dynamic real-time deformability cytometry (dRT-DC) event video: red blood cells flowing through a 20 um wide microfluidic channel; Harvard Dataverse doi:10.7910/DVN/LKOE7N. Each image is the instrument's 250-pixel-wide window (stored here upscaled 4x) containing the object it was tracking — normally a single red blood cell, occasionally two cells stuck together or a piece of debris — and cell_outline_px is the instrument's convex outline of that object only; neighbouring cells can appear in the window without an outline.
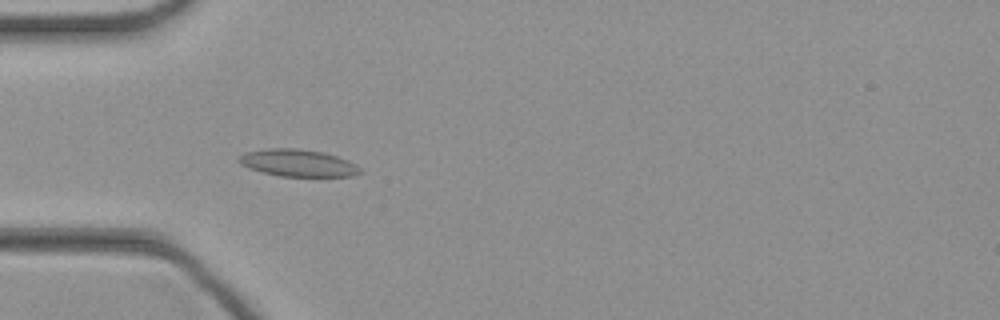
{"species": "common noctule bat (a hibernating species)", "species_latin": "Nyctalus noctula", "temperature_condition": "cold", "stored_images_in_passage": 40, "camera_frame_rate_fps": 3000, "um_per_image_px": 0.085, "animal": {"sex": "female", "body_mass_g": 21.9}, "frame": {"image": 1, "passage_image": 8, "time_ms": 2.333, "image_size_px": [1000, 320], "cell_outline_px": [[364, 172], [352, 176], [280, 176], [248, 168], [240, 164], [236, 160], [236, 156], [244, 152], [268, 148], [296, 148], [324, 152], [348, 160], [356, 164]], "centroid_in_image_um": [25.29, 13.84], "position_along_channel_um": 59.7, "area_um2": 19.36}}
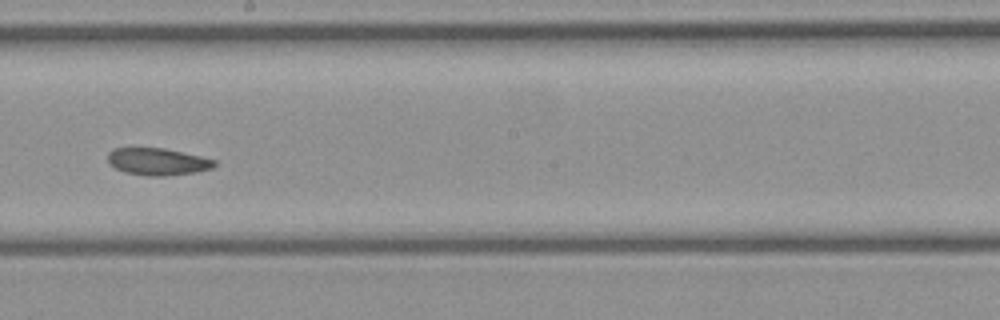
{"frame": {"image": 2, "passage_image": 20, "time_ms": 6.333, "image_size_px": [1000, 320], "cell_outline_px": [[216, 164], [212, 168], [196, 172], [164, 176], [148, 176], [124, 172], [108, 164], [108, 152], [112, 148], [164, 148], [200, 156], [216, 160]], "centroid_in_image_um": [13.37, 13.74], "position_along_channel_um": 234.8, "area_um2": 16.88}}
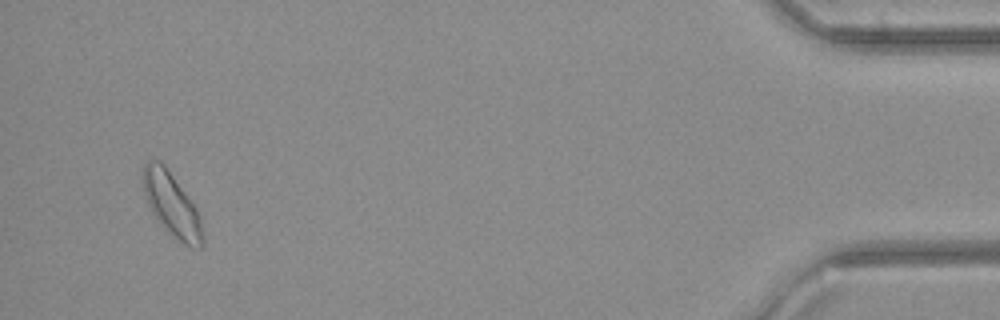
{"frame": {"image": 3, "passage_image": 38, "time_ms": 12.333, "image_size_px": [1000, 320], "cell_outline_px": [[204, 244], [200, 248], [192, 248], [184, 244], [168, 232], [156, 220], [148, 204], [144, 192], [140, 176], [140, 168], [148, 160], [160, 160], [164, 164], [196, 208], [200, 216], [204, 236]], "centroid_in_image_um": [14.56, 17.38], "position_along_channel_um": 420.6, "area_um2": 22.37}}